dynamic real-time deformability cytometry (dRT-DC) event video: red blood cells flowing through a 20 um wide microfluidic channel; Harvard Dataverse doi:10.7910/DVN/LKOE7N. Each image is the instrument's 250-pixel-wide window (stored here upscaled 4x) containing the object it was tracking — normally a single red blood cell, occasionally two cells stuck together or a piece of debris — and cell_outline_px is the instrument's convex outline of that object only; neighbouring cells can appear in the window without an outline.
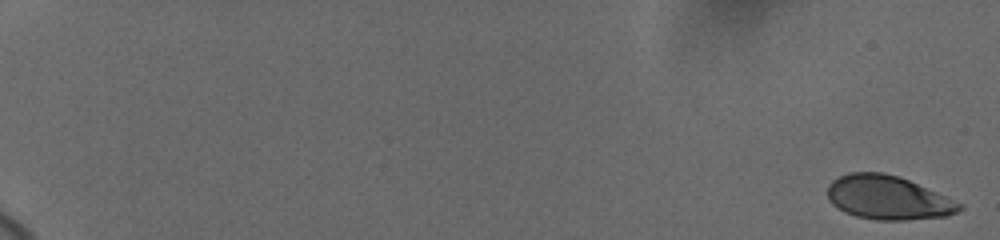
{"species": "human", "species_latin": "Homo sapiens", "temperature_condition": "cold", "stored_images_in_passage": 19, "camera_frame_rate_fps": 3000, "um_per_image_px": 0.085, "donor": {"sex": "female"}, "frame": {"image": 1, "passage_image": 1, "time_ms": 0.0, "image_size_px": [1000, 240], "cell_outline_px": [[964, 208], [948, 216], [904, 220], [876, 220], [856, 216], [844, 212], [832, 204], [828, 200], [828, 184], [832, 180], [848, 172], [884, 172], [900, 176], [964, 204]], "centroid_in_image_um": [75.48, 16.8], "position_along_channel_um": 9.5, "area_um2": 33.93}}
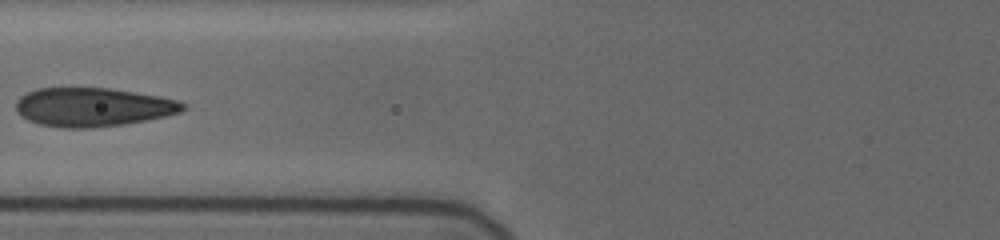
{"frame": {"image": 2, "passage_image": 16, "time_ms": 9.0, "image_size_px": [1000, 240], "cell_outline_px": [[188, 108], [180, 112], [148, 120], [124, 124], [92, 128], [64, 128], [40, 124], [28, 120], [20, 116], [16, 112], [16, 100], [20, 96], [36, 88], [108, 88], [160, 96], [176, 100], [188, 104]], "centroid_in_image_um": [7.89, 9.1], "position_along_channel_um": 117.9, "area_um2": 37.92}}
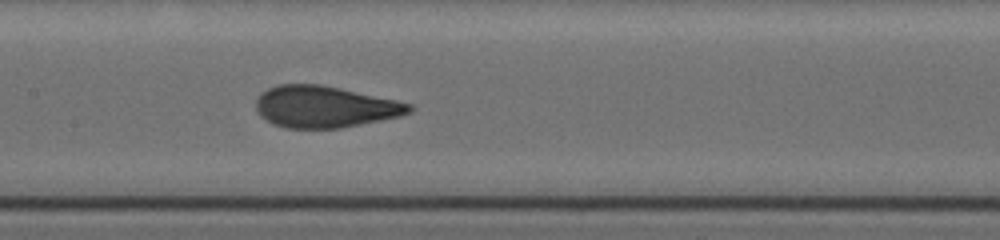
{"frame": {"image": 3, "passage_image": 19, "time_ms": 10.667, "image_size_px": [1000, 240], "cell_outline_px": [[416, 108], [412, 112], [400, 116], [340, 128], [284, 128], [272, 124], [260, 116], [256, 108], [256, 100], [260, 92], [276, 84], [320, 84], [340, 88], [396, 100], [412, 104]], "centroid_in_image_um": [27.59, 9.07], "position_along_channel_um": 179.8, "area_um2": 37.34}}